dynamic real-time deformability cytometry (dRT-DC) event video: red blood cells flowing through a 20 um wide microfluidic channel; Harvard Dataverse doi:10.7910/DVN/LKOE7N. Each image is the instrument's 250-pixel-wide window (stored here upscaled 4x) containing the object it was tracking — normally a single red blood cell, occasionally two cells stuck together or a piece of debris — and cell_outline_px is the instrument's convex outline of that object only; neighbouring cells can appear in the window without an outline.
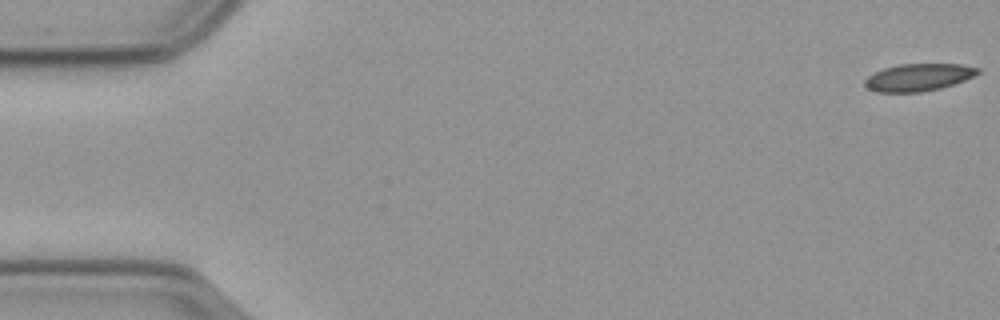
{"species": "common noctule bat (a hibernating species)", "species_latin": "Nyctalus noctula", "temperature_condition": "cold", "stored_images_in_passage": 7, "camera_frame_rate_fps": 3000, "um_per_image_px": 0.085, "animal": {"sex": "male", "body_mass_g": 23.1, "forearm_length_mm": 52.7}, "frame": {"image": 1, "passage_image": 1, "time_ms": 0.0, "image_size_px": [1000, 320], "cell_outline_px": [[980, 72], [976, 76], [940, 88], [924, 92], [876, 92], [868, 88], [864, 84], [864, 80], [868, 76], [884, 68], [900, 64], [960, 64], [980, 68]], "centroid_in_image_um": [78.09, 6.57], "position_along_channel_um": 6.9, "area_um2": 17.98}}